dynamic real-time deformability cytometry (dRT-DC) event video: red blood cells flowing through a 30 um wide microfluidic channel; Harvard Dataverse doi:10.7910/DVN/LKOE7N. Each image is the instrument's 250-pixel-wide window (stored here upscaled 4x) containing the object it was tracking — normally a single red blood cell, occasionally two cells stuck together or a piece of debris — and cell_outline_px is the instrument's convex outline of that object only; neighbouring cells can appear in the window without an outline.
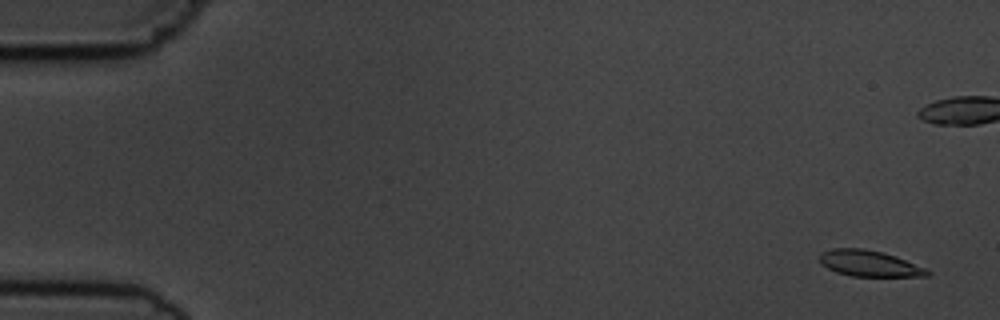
{"species": "common noctule bat (a hibernating species)", "species_latin": "Nyctalus noctula", "temperature_condition": "cold", "stored_images_in_passage": 7, "camera_frame_rate_fps": 3000, "um_per_image_px": 0.085, "animal": {"sex": "male", "body_mass_g": 19.5, "forearm_length_mm": 54.6}, "frame": {"image": 1, "passage_image": 1, "time_ms": 0.0, "image_size_px": [1000, 320], "cell_outline_px": [[932, 272], [928, 276], [852, 276], [836, 272], [820, 264], [820, 252], [832, 248], [864, 248], [884, 252], [896, 256], [924, 268]], "centroid_in_image_um": [73.85, 22.38], "position_along_channel_um": 11.1, "area_um2": 16.36}}
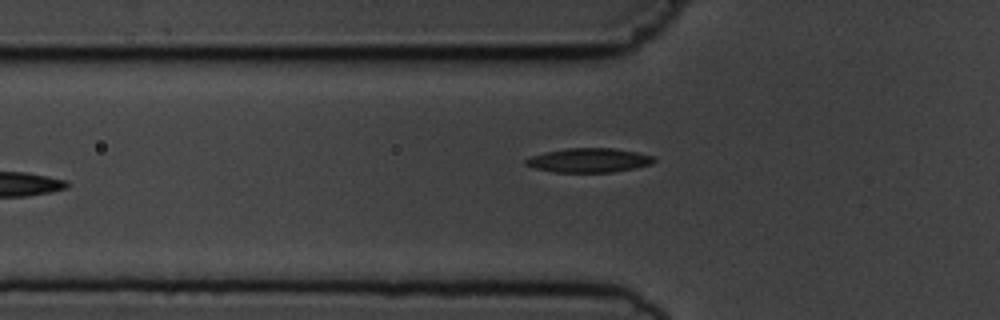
{"frame": {"image": 2, "passage_image": 6, "time_ms": 6.667, "image_size_px": [1000, 320], "cell_outline_px": [[656, 160], [652, 164], [636, 168], [612, 172], [552, 172], [536, 168], [524, 164], [524, 160], [532, 156], [544, 152], [568, 148], [612, 148], [636, 152], [652, 156]], "centroid_in_image_um": [50.05, 13.62], "position_along_channel_um": 75.7, "area_um2": 18.03}}
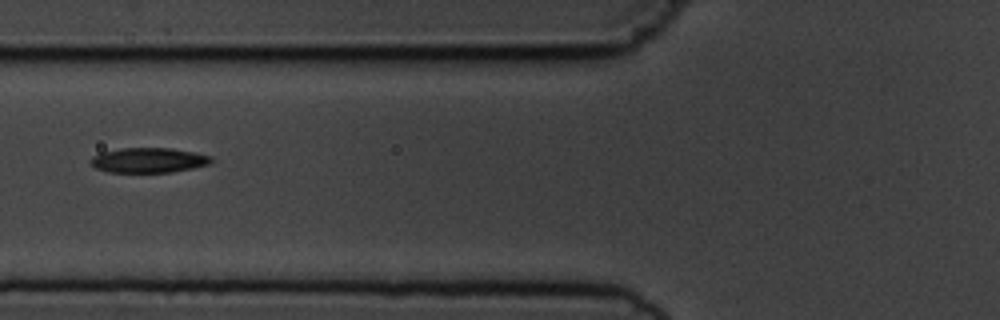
{"frame": {"image": 3, "passage_image": 7, "time_ms": 7.667, "image_size_px": [1000, 320], "cell_outline_px": [[212, 164], [172, 172], [108, 172], [96, 168], [88, 160], [92, 156], [100, 152], [120, 148], [172, 148], [212, 156]], "centroid_in_image_um": [12.62, 13.61], "position_along_channel_um": 113.2, "area_um2": 17.63}}